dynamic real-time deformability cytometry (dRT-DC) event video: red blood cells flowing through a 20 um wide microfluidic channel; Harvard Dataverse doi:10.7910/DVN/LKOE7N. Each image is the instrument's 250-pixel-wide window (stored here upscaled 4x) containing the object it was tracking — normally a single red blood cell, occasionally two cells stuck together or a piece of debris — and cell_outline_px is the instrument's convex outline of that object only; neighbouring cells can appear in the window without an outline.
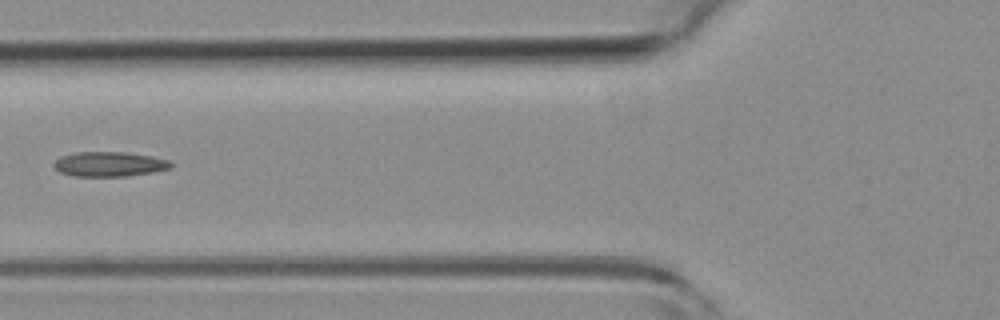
{"species": "common noctule bat (a hibernating species)", "species_latin": "Nyctalus noctula", "temperature_condition": "room temperature", "stored_images_in_passage": 6, "camera_frame_rate_fps": 3000, "um_per_image_px": 0.085, "animal": {"sex": "female", "body_mass_g": 19.3, "forearm_length_mm": 54.1}, "frame": {"image": 1, "passage_image": 5, "time_ms": 1.333, "image_size_px": [1000, 320], "cell_outline_px": [[172, 168], [152, 172], [128, 176], [72, 176], [60, 172], [52, 164], [60, 156], [76, 152], [124, 152], [152, 156], [172, 160]], "centroid_in_image_um": [9.32, 13.95], "position_along_channel_um": 116.5, "area_um2": 16.99}}
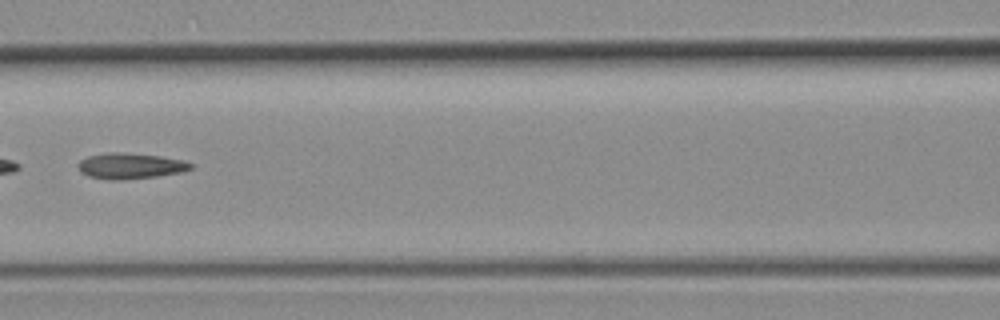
{"frame": {"image": 2, "passage_image": 6, "time_ms": 1.667, "image_size_px": [1000, 320], "cell_outline_px": [[192, 168], [184, 172], [156, 176], [124, 180], [108, 180], [88, 176], [80, 172], [76, 164], [80, 160], [88, 156], [104, 152], [120, 152], [160, 156], [184, 160], [192, 164]], "centroid_in_image_um": [11.04, 14.1], "position_along_channel_um": 155.6, "area_um2": 17.17}}